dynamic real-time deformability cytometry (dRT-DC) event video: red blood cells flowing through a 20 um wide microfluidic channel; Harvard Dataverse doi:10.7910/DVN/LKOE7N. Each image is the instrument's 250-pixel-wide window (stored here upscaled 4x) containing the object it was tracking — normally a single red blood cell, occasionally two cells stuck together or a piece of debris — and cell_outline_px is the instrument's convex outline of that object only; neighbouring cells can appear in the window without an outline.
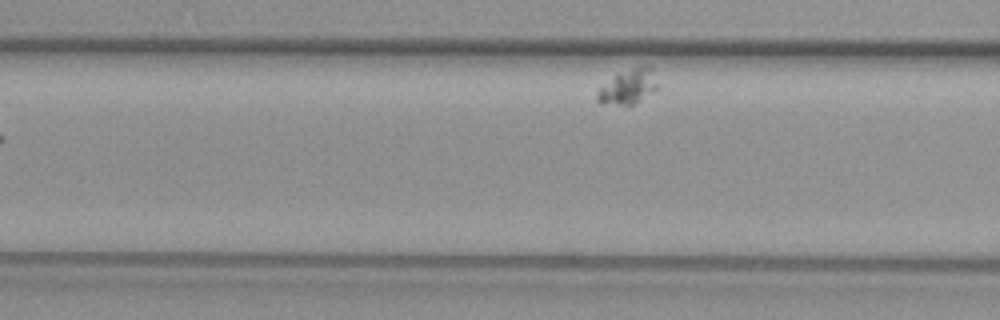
{"species": "common noctule bat (a hibernating species)", "species_latin": "Nyctalus noctula", "temperature_condition": "warm", "stored_images_in_passage": 5, "camera_frame_rate_fps": 3000, "um_per_image_px": 0.085, "animal": {"sex": "female", "body_mass_g": 29.2, "forearm_length_mm": 56.3}, "frame": {"image": 1, "passage_image": 5, "time_ms": 5.667, "image_size_px": [1000, 320], "cell_outline_px": [[660, 88], [640, 100], [632, 104], [600, 104], [596, 100], [596, 92], [616, 72], [644, 64], [648, 64], [652, 68]], "centroid_in_image_um": [53.42, 7.32], "position_along_channel_um": 113.2, "area_um2": 12.6}}